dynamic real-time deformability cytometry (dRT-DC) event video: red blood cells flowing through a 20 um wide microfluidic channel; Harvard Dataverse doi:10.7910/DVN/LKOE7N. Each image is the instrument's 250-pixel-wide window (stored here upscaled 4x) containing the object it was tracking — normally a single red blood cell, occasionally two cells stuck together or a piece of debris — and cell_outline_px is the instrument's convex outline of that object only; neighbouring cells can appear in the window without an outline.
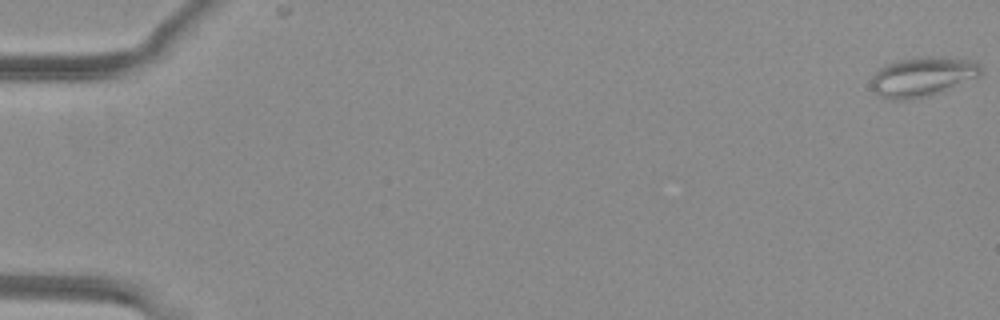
{"species": "common noctule bat (a hibernating species)", "species_latin": "Nyctalus noctula", "temperature_condition": "warm", "stored_images_in_passage": 53, "camera_frame_rate_fps": 3000, "um_per_image_px": 0.085, "animal": {"sex": "female", "body_mass_g": 29.2, "forearm_length_mm": 56.3}, "frame": {"image": 1, "passage_image": 1, "time_ms": 0.0, "image_size_px": [1000, 320], "cell_outline_px": [[984, 72], [980, 76], [928, 96], [904, 100], [892, 100], [880, 96], [872, 88], [872, 76], [880, 68], [888, 64], [900, 60], [928, 56], [944, 56], [968, 60], [976, 64]], "centroid_in_image_um": [78.41, 6.52], "position_along_channel_um": 6.6, "area_um2": 24.8}}
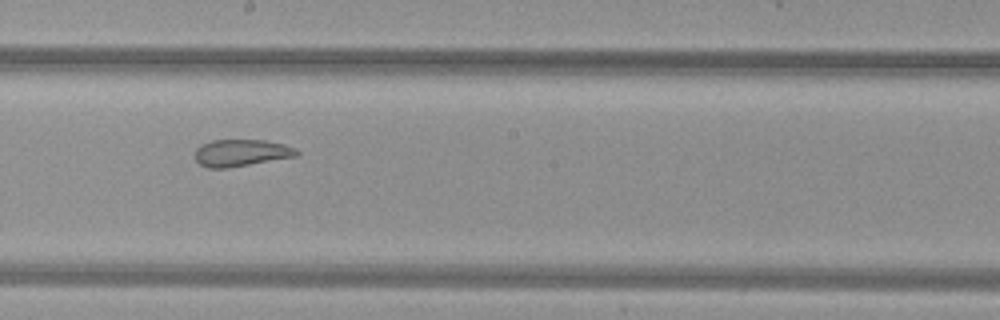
{"frame": {"image": 2, "passage_image": 31, "time_ms": 10.0, "image_size_px": [1000, 320], "cell_outline_px": [[300, 152], [296, 156], [228, 168], [208, 168], [200, 164], [196, 160], [196, 148], [200, 144], [212, 140], [264, 140], [284, 144], [296, 148]], "centroid_in_image_um": [20.49, 12.99], "position_along_channel_um": 227.7, "area_um2": 15.95}}
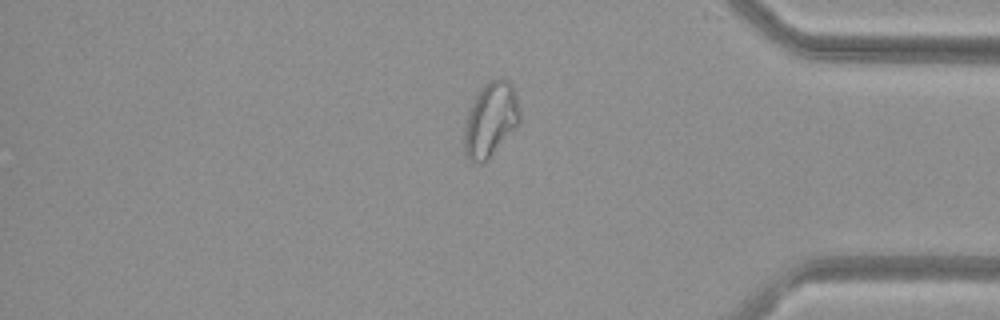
{"frame": {"image": 3, "passage_image": 45, "time_ms": 14.667, "image_size_px": [1000, 320], "cell_outline_px": [[520, 120], [484, 164], [480, 164], [468, 160], [464, 156], [464, 136], [468, 108], [472, 100], [480, 88], [488, 80], [508, 80], [512, 84], [520, 108]], "centroid_in_image_um": [41.66, 10.17], "position_along_channel_um": 393.5, "area_um2": 23.99}, "authors_computed_cell_mechanics": {"area_um2": 22.1374, "velocity_mm_per_s": 4.0367, "shape_relaxation_time_tau1_ms": null, "shape_relaxation_time_tau2_ms": 1.4404, "deformation_change_tau1": null, "deformation_change_tau2": 0.0743}}